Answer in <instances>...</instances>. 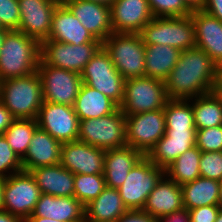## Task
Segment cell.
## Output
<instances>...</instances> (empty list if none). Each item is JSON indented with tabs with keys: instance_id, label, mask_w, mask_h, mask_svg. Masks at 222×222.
<instances>
[{
	"instance_id": "cell-1",
	"label": "cell",
	"mask_w": 222,
	"mask_h": 222,
	"mask_svg": "<svg viewBox=\"0 0 222 222\" xmlns=\"http://www.w3.org/2000/svg\"><path fill=\"white\" fill-rule=\"evenodd\" d=\"M218 65L197 47L181 51L165 81L169 99L189 100L212 92Z\"/></svg>"
},
{
	"instance_id": "cell-2",
	"label": "cell",
	"mask_w": 222,
	"mask_h": 222,
	"mask_svg": "<svg viewBox=\"0 0 222 222\" xmlns=\"http://www.w3.org/2000/svg\"><path fill=\"white\" fill-rule=\"evenodd\" d=\"M40 43L19 30L6 32L0 50V81L23 77L37 71Z\"/></svg>"
},
{
	"instance_id": "cell-3",
	"label": "cell",
	"mask_w": 222,
	"mask_h": 222,
	"mask_svg": "<svg viewBox=\"0 0 222 222\" xmlns=\"http://www.w3.org/2000/svg\"><path fill=\"white\" fill-rule=\"evenodd\" d=\"M0 102L15 119H36L44 102L38 71L0 81Z\"/></svg>"
},
{
	"instance_id": "cell-4",
	"label": "cell",
	"mask_w": 222,
	"mask_h": 222,
	"mask_svg": "<svg viewBox=\"0 0 222 222\" xmlns=\"http://www.w3.org/2000/svg\"><path fill=\"white\" fill-rule=\"evenodd\" d=\"M102 47L125 80L144 76L145 44L140 33H112Z\"/></svg>"
},
{
	"instance_id": "cell-5",
	"label": "cell",
	"mask_w": 222,
	"mask_h": 222,
	"mask_svg": "<svg viewBox=\"0 0 222 222\" xmlns=\"http://www.w3.org/2000/svg\"><path fill=\"white\" fill-rule=\"evenodd\" d=\"M144 44L168 45L180 51L196 47L191 16L154 17L140 32Z\"/></svg>"
},
{
	"instance_id": "cell-6",
	"label": "cell",
	"mask_w": 222,
	"mask_h": 222,
	"mask_svg": "<svg viewBox=\"0 0 222 222\" xmlns=\"http://www.w3.org/2000/svg\"><path fill=\"white\" fill-rule=\"evenodd\" d=\"M78 140L103 150L126 146L125 115L118 108L104 117L80 120Z\"/></svg>"
},
{
	"instance_id": "cell-7",
	"label": "cell",
	"mask_w": 222,
	"mask_h": 222,
	"mask_svg": "<svg viewBox=\"0 0 222 222\" xmlns=\"http://www.w3.org/2000/svg\"><path fill=\"white\" fill-rule=\"evenodd\" d=\"M168 100L165 82L140 76L125 81L124 99L119 108L124 115L163 110Z\"/></svg>"
},
{
	"instance_id": "cell-8",
	"label": "cell",
	"mask_w": 222,
	"mask_h": 222,
	"mask_svg": "<svg viewBox=\"0 0 222 222\" xmlns=\"http://www.w3.org/2000/svg\"><path fill=\"white\" fill-rule=\"evenodd\" d=\"M81 78L84 84L103 93L120 107L124 99L126 80L117 71L103 47L85 65Z\"/></svg>"
},
{
	"instance_id": "cell-9",
	"label": "cell",
	"mask_w": 222,
	"mask_h": 222,
	"mask_svg": "<svg viewBox=\"0 0 222 222\" xmlns=\"http://www.w3.org/2000/svg\"><path fill=\"white\" fill-rule=\"evenodd\" d=\"M165 170L144 156L128 173L118 188L121 199L128 210H143L147 198Z\"/></svg>"
},
{
	"instance_id": "cell-10",
	"label": "cell",
	"mask_w": 222,
	"mask_h": 222,
	"mask_svg": "<svg viewBox=\"0 0 222 222\" xmlns=\"http://www.w3.org/2000/svg\"><path fill=\"white\" fill-rule=\"evenodd\" d=\"M101 47L100 41L74 45L44 40L40 43V60L46 65L81 74L85 65Z\"/></svg>"
},
{
	"instance_id": "cell-11",
	"label": "cell",
	"mask_w": 222,
	"mask_h": 222,
	"mask_svg": "<svg viewBox=\"0 0 222 222\" xmlns=\"http://www.w3.org/2000/svg\"><path fill=\"white\" fill-rule=\"evenodd\" d=\"M41 194L30 172L12 174L4 178L3 210L24 221L32 215Z\"/></svg>"
},
{
	"instance_id": "cell-12",
	"label": "cell",
	"mask_w": 222,
	"mask_h": 222,
	"mask_svg": "<svg viewBox=\"0 0 222 222\" xmlns=\"http://www.w3.org/2000/svg\"><path fill=\"white\" fill-rule=\"evenodd\" d=\"M127 145L145 156L165 135L166 121L163 110L125 115Z\"/></svg>"
},
{
	"instance_id": "cell-13",
	"label": "cell",
	"mask_w": 222,
	"mask_h": 222,
	"mask_svg": "<svg viewBox=\"0 0 222 222\" xmlns=\"http://www.w3.org/2000/svg\"><path fill=\"white\" fill-rule=\"evenodd\" d=\"M37 71L42 81L44 102L72 106L82 85L81 74L55 68L39 60Z\"/></svg>"
},
{
	"instance_id": "cell-14",
	"label": "cell",
	"mask_w": 222,
	"mask_h": 222,
	"mask_svg": "<svg viewBox=\"0 0 222 222\" xmlns=\"http://www.w3.org/2000/svg\"><path fill=\"white\" fill-rule=\"evenodd\" d=\"M36 120L39 128L61 143L78 140L80 120L72 106L43 102Z\"/></svg>"
},
{
	"instance_id": "cell-15",
	"label": "cell",
	"mask_w": 222,
	"mask_h": 222,
	"mask_svg": "<svg viewBox=\"0 0 222 222\" xmlns=\"http://www.w3.org/2000/svg\"><path fill=\"white\" fill-rule=\"evenodd\" d=\"M61 0H18L19 31L39 43L50 35L52 15Z\"/></svg>"
},
{
	"instance_id": "cell-16",
	"label": "cell",
	"mask_w": 222,
	"mask_h": 222,
	"mask_svg": "<svg viewBox=\"0 0 222 222\" xmlns=\"http://www.w3.org/2000/svg\"><path fill=\"white\" fill-rule=\"evenodd\" d=\"M105 152L79 140L62 143L60 165L74 174L104 172Z\"/></svg>"
},
{
	"instance_id": "cell-17",
	"label": "cell",
	"mask_w": 222,
	"mask_h": 222,
	"mask_svg": "<svg viewBox=\"0 0 222 222\" xmlns=\"http://www.w3.org/2000/svg\"><path fill=\"white\" fill-rule=\"evenodd\" d=\"M110 10L113 33H140L154 18L148 0H114Z\"/></svg>"
},
{
	"instance_id": "cell-18",
	"label": "cell",
	"mask_w": 222,
	"mask_h": 222,
	"mask_svg": "<svg viewBox=\"0 0 222 222\" xmlns=\"http://www.w3.org/2000/svg\"><path fill=\"white\" fill-rule=\"evenodd\" d=\"M61 1L98 41L103 42L113 33L109 6L87 0Z\"/></svg>"
},
{
	"instance_id": "cell-19",
	"label": "cell",
	"mask_w": 222,
	"mask_h": 222,
	"mask_svg": "<svg viewBox=\"0 0 222 222\" xmlns=\"http://www.w3.org/2000/svg\"><path fill=\"white\" fill-rule=\"evenodd\" d=\"M190 16L194 24L196 47L222 66V21L203 10H193Z\"/></svg>"
},
{
	"instance_id": "cell-20",
	"label": "cell",
	"mask_w": 222,
	"mask_h": 222,
	"mask_svg": "<svg viewBox=\"0 0 222 222\" xmlns=\"http://www.w3.org/2000/svg\"><path fill=\"white\" fill-rule=\"evenodd\" d=\"M196 130H166L146 157L164 170L185 151L196 145Z\"/></svg>"
},
{
	"instance_id": "cell-21",
	"label": "cell",
	"mask_w": 222,
	"mask_h": 222,
	"mask_svg": "<svg viewBox=\"0 0 222 222\" xmlns=\"http://www.w3.org/2000/svg\"><path fill=\"white\" fill-rule=\"evenodd\" d=\"M47 40L74 45L98 41L62 1L53 12L50 35Z\"/></svg>"
},
{
	"instance_id": "cell-22",
	"label": "cell",
	"mask_w": 222,
	"mask_h": 222,
	"mask_svg": "<svg viewBox=\"0 0 222 222\" xmlns=\"http://www.w3.org/2000/svg\"><path fill=\"white\" fill-rule=\"evenodd\" d=\"M183 209L181 185L164 174L149 194L143 211L158 219Z\"/></svg>"
},
{
	"instance_id": "cell-23",
	"label": "cell",
	"mask_w": 222,
	"mask_h": 222,
	"mask_svg": "<svg viewBox=\"0 0 222 222\" xmlns=\"http://www.w3.org/2000/svg\"><path fill=\"white\" fill-rule=\"evenodd\" d=\"M62 143L37 127L25 156L21 159L23 171L60 163Z\"/></svg>"
},
{
	"instance_id": "cell-24",
	"label": "cell",
	"mask_w": 222,
	"mask_h": 222,
	"mask_svg": "<svg viewBox=\"0 0 222 222\" xmlns=\"http://www.w3.org/2000/svg\"><path fill=\"white\" fill-rule=\"evenodd\" d=\"M144 156L142 152L128 145L106 150L103 172L106 186L118 189L126 180L129 171Z\"/></svg>"
},
{
	"instance_id": "cell-25",
	"label": "cell",
	"mask_w": 222,
	"mask_h": 222,
	"mask_svg": "<svg viewBox=\"0 0 222 222\" xmlns=\"http://www.w3.org/2000/svg\"><path fill=\"white\" fill-rule=\"evenodd\" d=\"M31 216L65 222H84L85 206L74 196L55 197L42 193Z\"/></svg>"
},
{
	"instance_id": "cell-26",
	"label": "cell",
	"mask_w": 222,
	"mask_h": 222,
	"mask_svg": "<svg viewBox=\"0 0 222 222\" xmlns=\"http://www.w3.org/2000/svg\"><path fill=\"white\" fill-rule=\"evenodd\" d=\"M41 193L55 197L74 196V173L59 164L30 171Z\"/></svg>"
},
{
	"instance_id": "cell-27",
	"label": "cell",
	"mask_w": 222,
	"mask_h": 222,
	"mask_svg": "<svg viewBox=\"0 0 222 222\" xmlns=\"http://www.w3.org/2000/svg\"><path fill=\"white\" fill-rule=\"evenodd\" d=\"M73 108L79 120H84L107 116L119 106L103 93L82 83Z\"/></svg>"
},
{
	"instance_id": "cell-28",
	"label": "cell",
	"mask_w": 222,
	"mask_h": 222,
	"mask_svg": "<svg viewBox=\"0 0 222 222\" xmlns=\"http://www.w3.org/2000/svg\"><path fill=\"white\" fill-rule=\"evenodd\" d=\"M180 53V50L168 45L145 44L144 76L165 82L177 64Z\"/></svg>"
},
{
	"instance_id": "cell-29",
	"label": "cell",
	"mask_w": 222,
	"mask_h": 222,
	"mask_svg": "<svg viewBox=\"0 0 222 222\" xmlns=\"http://www.w3.org/2000/svg\"><path fill=\"white\" fill-rule=\"evenodd\" d=\"M127 211L118 189L106 186L85 206V221H117Z\"/></svg>"
},
{
	"instance_id": "cell-30",
	"label": "cell",
	"mask_w": 222,
	"mask_h": 222,
	"mask_svg": "<svg viewBox=\"0 0 222 222\" xmlns=\"http://www.w3.org/2000/svg\"><path fill=\"white\" fill-rule=\"evenodd\" d=\"M220 182L198 177L181 185L184 209L190 210L206 205H218Z\"/></svg>"
},
{
	"instance_id": "cell-31",
	"label": "cell",
	"mask_w": 222,
	"mask_h": 222,
	"mask_svg": "<svg viewBox=\"0 0 222 222\" xmlns=\"http://www.w3.org/2000/svg\"><path fill=\"white\" fill-rule=\"evenodd\" d=\"M189 100L192 102L196 130L222 125V104L212 92Z\"/></svg>"
},
{
	"instance_id": "cell-32",
	"label": "cell",
	"mask_w": 222,
	"mask_h": 222,
	"mask_svg": "<svg viewBox=\"0 0 222 222\" xmlns=\"http://www.w3.org/2000/svg\"><path fill=\"white\" fill-rule=\"evenodd\" d=\"M200 157L201 150L195 145L176 158L165 169V174L178 185L194 181L200 177Z\"/></svg>"
},
{
	"instance_id": "cell-33",
	"label": "cell",
	"mask_w": 222,
	"mask_h": 222,
	"mask_svg": "<svg viewBox=\"0 0 222 222\" xmlns=\"http://www.w3.org/2000/svg\"><path fill=\"white\" fill-rule=\"evenodd\" d=\"M163 111L166 130H196L190 100L169 99Z\"/></svg>"
},
{
	"instance_id": "cell-34",
	"label": "cell",
	"mask_w": 222,
	"mask_h": 222,
	"mask_svg": "<svg viewBox=\"0 0 222 222\" xmlns=\"http://www.w3.org/2000/svg\"><path fill=\"white\" fill-rule=\"evenodd\" d=\"M38 123L36 119H15L3 133L11 149L22 159Z\"/></svg>"
},
{
	"instance_id": "cell-35",
	"label": "cell",
	"mask_w": 222,
	"mask_h": 222,
	"mask_svg": "<svg viewBox=\"0 0 222 222\" xmlns=\"http://www.w3.org/2000/svg\"><path fill=\"white\" fill-rule=\"evenodd\" d=\"M106 187L105 177L100 174H74V197L84 206L96 199Z\"/></svg>"
},
{
	"instance_id": "cell-36",
	"label": "cell",
	"mask_w": 222,
	"mask_h": 222,
	"mask_svg": "<svg viewBox=\"0 0 222 222\" xmlns=\"http://www.w3.org/2000/svg\"><path fill=\"white\" fill-rule=\"evenodd\" d=\"M154 17H182L192 13L184 0H148Z\"/></svg>"
},
{
	"instance_id": "cell-37",
	"label": "cell",
	"mask_w": 222,
	"mask_h": 222,
	"mask_svg": "<svg viewBox=\"0 0 222 222\" xmlns=\"http://www.w3.org/2000/svg\"><path fill=\"white\" fill-rule=\"evenodd\" d=\"M23 171L22 161L11 149L4 135H0V177L7 178Z\"/></svg>"
},
{
	"instance_id": "cell-38",
	"label": "cell",
	"mask_w": 222,
	"mask_h": 222,
	"mask_svg": "<svg viewBox=\"0 0 222 222\" xmlns=\"http://www.w3.org/2000/svg\"><path fill=\"white\" fill-rule=\"evenodd\" d=\"M199 169L200 177L222 181V151H201Z\"/></svg>"
},
{
	"instance_id": "cell-39",
	"label": "cell",
	"mask_w": 222,
	"mask_h": 222,
	"mask_svg": "<svg viewBox=\"0 0 222 222\" xmlns=\"http://www.w3.org/2000/svg\"><path fill=\"white\" fill-rule=\"evenodd\" d=\"M195 140L202 152L222 151V125L196 130Z\"/></svg>"
},
{
	"instance_id": "cell-40",
	"label": "cell",
	"mask_w": 222,
	"mask_h": 222,
	"mask_svg": "<svg viewBox=\"0 0 222 222\" xmlns=\"http://www.w3.org/2000/svg\"><path fill=\"white\" fill-rule=\"evenodd\" d=\"M20 10L18 0H0V25L8 30H18Z\"/></svg>"
},
{
	"instance_id": "cell-41",
	"label": "cell",
	"mask_w": 222,
	"mask_h": 222,
	"mask_svg": "<svg viewBox=\"0 0 222 222\" xmlns=\"http://www.w3.org/2000/svg\"><path fill=\"white\" fill-rule=\"evenodd\" d=\"M217 205H206L187 210L190 222H215L219 213Z\"/></svg>"
},
{
	"instance_id": "cell-42",
	"label": "cell",
	"mask_w": 222,
	"mask_h": 222,
	"mask_svg": "<svg viewBox=\"0 0 222 222\" xmlns=\"http://www.w3.org/2000/svg\"><path fill=\"white\" fill-rule=\"evenodd\" d=\"M117 222H157V218H153L143 210H128Z\"/></svg>"
},
{
	"instance_id": "cell-43",
	"label": "cell",
	"mask_w": 222,
	"mask_h": 222,
	"mask_svg": "<svg viewBox=\"0 0 222 222\" xmlns=\"http://www.w3.org/2000/svg\"><path fill=\"white\" fill-rule=\"evenodd\" d=\"M202 10L222 21V0H206Z\"/></svg>"
},
{
	"instance_id": "cell-44",
	"label": "cell",
	"mask_w": 222,
	"mask_h": 222,
	"mask_svg": "<svg viewBox=\"0 0 222 222\" xmlns=\"http://www.w3.org/2000/svg\"><path fill=\"white\" fill-rule=\"evenodd\" d=\"M15 120L13 115L6 109V107L0 102V135L6 131V129Z\"/></svg>"
},
{
	"instance_id": "cell-45",
	"label": "cell",
	"mask_w": 222,
	"mask_h": 222,
	"mask_svg": "<svg viewBox=\"0 0 222 222\" xmlns=\"http://www.w3.org/2000/svg\"><path fill=\"white\" fill-rule=\"evenodd\" d=\"M157 222H190L187 209L172 213L170 215L160 217Z\"/></svg>"
},
{
	"instance_id": "cell-46",
	"label": "cell",
	"mask_w": 222,
	"mask_h": 222,
	"mask_svg": "<svg viewBox=\"0 0 222 222\" xmlns=\"http://www.w3.org/2000/svg\"><path fill=\"white\" fill-rule=\"evenodd\" d=\"M212 93L221 101L222 104V66H218Z\"/></svg>"
},
{
	"instance_id": "cell-47",
	"label": "cell",
	"mask_w": 222,
	"mask_h": 222,
	"mask_svg": "<svg viewBox=\"0 0 222 222\" xmlns=\"http://www.w3.org/2000/svg\"><path fill=\"white\" fill-rule=\"evenodd\" d=\"M0 222H23V221L18 216L12 215L7 211L1 210Z\"/></svg>"
},
{
	"instance_id": "cell-48",
	"label": "cell",
	"mask_w": 222,
	"mask_h": 222,
	"mask_svg": "<svg viewBox=\"0 0 222 222\" xmlns=\"http://www.w3.org/2000/svg\"><path fill=\"white\" fill-rule=\"evenodd\" d=\"M206 0H184L185 4L193 10H202Z\"/></svg>"
},
{
	"instance_id": "cell-49",
	"label": "cell",
	"mask_w": 222,
	"mask_h": 222,
	"mask_svg": "<svg viewBox=\"0 0 222 222\" xmlns=\"http://www.w3.org/2000/svg\"><path fill=\"white\" fill-rule=\"evenodd\" d=\"M23 222H65V221H59L47 217L29 216Z\"/></svg>"
},
{
	"instance_id": "cell-50",
	"label": "cell",
	"mask_w": 222,
	"mask_h": 222,
	"mask_svg": "<svg viewBox=\"0 0 222 222\" xmlns=\"http://www.w3.org/2000/svg\"><path fill=\"white\" fill-rule=\"evenodd\" d=\"M4 178L0 177V211L3 210Z\"/></svg>"
},
{
	"instance_id": "cell-51",
	"label": "cell",
	"mask_w": 222,
	"mask_h": 222,
	"mask_svg": "<svg viewBox=\"0 0 222 222\" xmlns=\"http://www.w3.org/2000/svg\"><path fill=\"white\" fill-rule=\"evenodd\" d=\"M220 210H222V181L219 184V198H218V205Z\"/></svg>"
},
{
	"instance_id": "cell-52",
	"label": "cell",
	"mask_w": 222,
	"mask_h": 222,
	"mask_svg": "<svg viewBox=\"0 0 222 222\" xmlns=\"http://www.w3.org/2000/svg\"><path fill=\"white\" fill-rule=\"evenodd\" d=\"M7 31H8V29H5V28L0 29V50L2 48L4 38H5V35H6Z\"/></svg>"
},
{
	"instance_id": "cell-53",
	"label": "cell",
	"mask_w": 222,
	"mask_h": 222,
	"mask_svg": "<svg viewBox=\"0 0 222 222\" xmlns=\"http://www.w3.org/2000/svg\"><path fill=\"white\" fill-rule=\"evenodd\" d=\"M87 1H92V2H97V3H102L104 5H107V6H111L112 3L114 2V0H87Z\"/></svg>"
},
{
	"instance_id": "cell-54",
	"label": "cell",
	"mask_w": 222,
	"mask_h": 222,
	"mask_svg": "<svg viewBox=\"0 0 222 222\" xmlns=\"http://www.w3.org/2000/svg\"><path fill=\"white\" fill-rule=\"evenodd\" d=\"M215 222H222V210H219V213Z\"/></svg>"
},
{
	"instance_id": "cell-55",
	"label": "cell",
	"mask_w": 222,
	"mask_h": 222,
	"mask_svg": "<svg viewBox=\"0 0 222 222\" xmlns=\"http://www.w3.org/2000/svg\"><path fill=\"white\" fill-rule=\"evenodd\" d=\"M84 222H117V221H84Z\"/></svg>"
}]
</instances>
